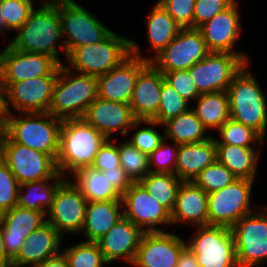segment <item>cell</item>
<instances>
[{
	"label": "cell",
	"mask_w": 267,
	"mask_h": 267,
	"mask_svg": "<svg viewBox=\"0 0 267 267\" xmlns=\"http://www.w3.org/2000/svg\"><path fill=\"white\" fill-rule=\"evenodd\" d=\"M20 184L0 157V214L18 204Z\"/></svg>",
	"instance_id": "ee69618b"
},
{
	"label": "cell",
	"mask_w": 267,
	"mask_h": 267,
	"mask_svg": "<svg viewBox=\"0 0 267 267\" xmlns=\"http://www.w3.org/2000/svg\"><path fill=\"white\" fill-rule=\"evenodd\" d=\"M190 108V102L181 97L166 81H164L161 89L158 113L152 120L163 125L169 119L177 117Z\"/></svg>",
	"instance_id": "60d3db41"
},
{
	"label": "cell",
	"mask_w": 267,
	"mask_h": 267,
	"mask_svg": "<svg viewBox=\"0 0 267 267\" xmlns=\"http://www.w3.org/2000/svg\"><path fill=\"white\" fill-rule=\"evenodd\" d=\"M58 76H42L11 83L5 89L6 114L48 112ZM13 109V110H12Z\"/></svg>",
	"instance_id": "e0dca14e"
},
{
	"label": "cell",
	"mask_w": 267,
	"mask_h": 267,
	"mask_svg": "<svg viewBox=\"0 0 267 267\" xmlns=\"http://www.w3.org/2000/svg\"><path fill=\"white\" fill-rule=\"evenodd\" d=\"M3 131V121L0 119V136Z\"/></svg>",
	"instance_id": "9f6ffc18"
},
{
	"label": "cell",
	"mask_w": 267,
	"mask_h": 267,
	"mask_svg": "<svg viewBox=\"0 0 267 267\" xmlns=\"http://www.w3.org/2000/svg\"><path fill=\"white\" fill-rule=\"evenodd\" d=\"M220 138L214 137L216 145H234L246 148H255L265 145L266 140L253 128L228 119L217 131ZM255 143V144H254ZM254 146V147H253Z\"/></svg>",
	"instance_id": "d590c367"
},
{
	"label": "cell",
	"mask_w": 267,
	"mask_h": 267,
	"mask_svg": "<svg viewBox=\"0 0 267 267\" xmlns=\"http://www.w3.org/2000/svg\"><path fill=\"white\" fill-rule=\"evenodd\" d=\"M107 138L83 118L64 119L60 128L58 172L70 178L84 167H91ZM69 173H68V172Z\"/></svg>",
	"instance_id": "7a4b0ae2"
},
{
	"label": "cell",
	"mask_w": 267,
	"mask_h": 267,
	"mask_svg": "<svg viewBox=\"0 0 267 267\" xmlns=\"http://www.w3.org/2000/svg\"><path fill=\"white\" fill-rule=\"evenodd\" d=\"M236 179L237 177L225 165L216 160L205 167L192 182L209 194L228 186Z\"/></svg>",
	"instance_id": "ab89813d"
},
{
	"label": "cell",
	"mask_w": 267,
	"mask_h": 267,
	"mask_svg": "<svg viewBox=\"0 0 267 267\" xmlns=\"http://www.w3.org/2000/svg\"><path fill=\"white\" fill-rule=\"evenodd\" d=\"M97 77L71 71L61 64L48 112L61 120L82 118L98 97Z\"/></svg>",
	"instance_id": "5b68a950"
},
{
	"label": "cell",
	"mask_w": 267,
	"mask_h": 267,
	"mask_svg": "<svg viewBox=\"0 0 267 267\" xmlns=\"http://www.w3.org/2000/svg\"><path fill=\"white\" fill-rule=\"evenodd\" d=\"M216 160V142L213 136L204 142L181 144L175 174L181 181H193L205 167Z\"/></svg>",
	"instance_id": "f1b7e54d"
},
{
	"label": "cell",
	"mask_w": 267,
	"mask_h": 267,
	"mask_svg": "<svg viewBox=\"0 0 267 267\" xmlns=\"http://www.w3.org/2000/svg\"><path fill=\"white\" fill-rule=\"evenodd\" d=\"M129 55L130 38L112 31L103 41L75 48L66 58V67L98 77L114 69Z\"/></svg>",
	"instance_id": "8992f818"
},
{
	"label": "cell",
	"mask_w": 267,
	"mask_h": 267,
	"mask_svg": "<svg viewBox=\"0 0 267 267\" xmlns=\"http://www.w3.org/2000/svg\"><path fill=\"white\" fill-rule=\"evenodd\" d=\"M144 232L124 216L97 241L108 264L122 260L131 265Z\"/></svg>",
	"instance_id": "7402d4cb"
},
{
	"label": "cell",
	"mask_w": 267,
	"mask_h": 267,
	"mask_svg": "<svg viewBox=\"0 0 267 267\" xmlns=\"http://www.w3.org/2000/svg\"><path fill=\"white\" fill-rule=\"evenodd\" d=\"M86 205V198L78 186L71 178H66L58 186L52 205L46 213V222L62 237L66 234H81Z\"/></svg>",
	"instance_id": "5bb4252c"
},
{
	"label": "cell",
	"mask_w": 267,
	"mask_h": 267,
	"mask_svg": "<svg viewBox=\"0 0 267 267\" xmlns=\"http://www.w3.org/2000/svg\"><path fill=\"white\" fill-rule=\"evenodd\" d=\"M143 124H146L147 127L143 126L141 128L140 126ZM156 126L164 128L162 124H158L153 120H137L131 127L133 131L135 128L137 131H134L131 137H128V141L141 152L150 155L165 139V133L161 134L158 129H155ZM137 128H139V130Z\"/></svg>",
	"instance_id": "f35d334b"
},
{
	"label": "cell",
	"mask_w": 267,
	"mask_h": 267,
	"mask_svg": "<svg viewBox=\"0 0 267 267\" xmlns=\"http://www.w3.org/2000/svg\"><path fill=\"white\" fill-rule=\"evenodd\" d=\"M235 0H195L194 28H199L215 15L227 9Z\"/></svg>",
	"instance_id": "7dc6e473"
},
{
	"label": "cell",
	"mask_w": 267,
	"mask_h": 267,
	"mask_svg": "<svg viewBox=\"0 0 267 267\" xmlns=\"http://www.w3.org/2000/svg\"><path fill=\"white\" fill-rule=\"evenodd\" d=\"M82 118L110 140L118 132L128 136L129 130L137 121L129 104L100 97L88 106Z\"/></svg>",
	"instance_id": "ffe728a7"
},
{
	"label": "cell",
	"mask_w": 267,
	"mask_h": 267,
	"mask_svg": "<svg viewBox=\"0 0 267 267\" xmlns=\"http://www.w3.org/2000/svg\"><path fill=\"white\" fill-rule=\"evenodd\" d=\"M172 226L181 223L193 227L208 226V194L192 181H182L171 211Z\"/></svg>",
	"instance_id": "484cf974"
},
{
	"label": "cell",
	"mask_w": 267,
	"mask_h": 267,
	"mask_svg": "<svg viewBox=\"0 0 267 267\" xmlns=\"http://www.w3.org/2000/svg\"><path fill=\"white\" fill-rule=\"evenodd\" d=\"M175 267H200L195 254L186 246L182 251L178 259V263Z\"/></svg>",
	"instance_id": "f907efd6"
},
{
	"label": "cell",
	"mask_w": 267,
	"mask_h": 267,
	"mask_svg": "<svg viewBox=\"0 0 267 267\" xmlns=\"http://www.w3.org/2000/svg\"><path fill=\"white\" fill-rule=\"evenodd\" d=\"M3 227V244L7 256L13 260L24 240L46 222V214L18 205L0 214Z\"/></svg>",
	"instance_id": "cb8c5ba5"
},
{
	"label": "cell",
	"mask_w": 267,
	"mask_h": 267,
	"mask_svg": "<svg viewBox=\"0 0 267 267\" xmlns=\"http://www.w3.org/2000/svg\"><path fill=\"white\" fill-rule=\"evenodd\" d=\"M115 142L117 141H110V139H107L100 147L91 166L93 169L103 172L115 169V167H121L118 143Z\"/></svg>",
	"instance_id": "c3c4849f"
},
{
	"label": "cell",
	"mask_w": 267,
	"mask_h": 267,
	"mask_svg": "<svg viewBox=\"0 0 267 267\" xmlns=\"http://www.w3.org/2000/svg\"><path fill=\"white\" fill-rule=\"evenodd\" d=\"M121 168L132 183H137L149 173V155L138 150L128 140L118 143Z\"/></svg>",
	"instance_id": "8d00e7d4"
},
{
	"label": "cell",
	"mask_w": 267,
	"mask_h": 267,
	"mask_svg": "<svg viewBox=\"0 0 267 267\" xmlns=\"http://www.w3.org/2000/svg\"><path fill=\"white\" fill-rule=\"evenodd\" d=\"M249 65L243 67L228 87L230 118L253 128L267 140V97Z\"/></svg>",
	"instance_id": "277c9868"
},
{
	"label": "cell",
	"mask_w": 267,
	"mask_h": 267,
	"mask_svg": "<svg viewBox=\"0 0 267 267\" xmlns=\"http://www.w3.org/2000/svg\"><path fill=\"white\" fill-rule=\"evenodd\" d=\"M123 216L122 200L87 202L84 224L81 230V233L85 236V241L97 242Z\"/></svg>",
	"instance_id": "83f0119b"
},
{
	"label": "cell",
	"mask_w": 267,
	"mask_h": 267,
	"mask_svg": "<svg viewBox=\"0 0 267 267\" xmlns=\"http://www.w3.org/2000/svg\"><path fill=\"white\" fill-rule=\"evenodd\" d=\"M163 74L165 81L188 102H194L200 96V93L189 74V69Z\"/></svg>",
	"instance_id": "bcb514c9"
},
{
	"label": "cell",
	"mask_w": 267,
	"mask_h": 267,
	"mask_svg": "<svg viewBox=\"0 0 267 267\" xmlns=\"http://www.w3.org/2000/svg\"><path fill=\"white\" fill-rule=\"evenodd\" d=\"M6 115L5 107V88L0 76V119L3 121L4 116Z\"/></svg>",
	"instance_id": "db71d44e"
},
{
	"label": "cell",
	"mask_w": 267,
	"mask_h": 267,
	"mask_svg": "<svg viewBox=\"0 0 267 267\" xmlns=\"http://www.w3.org/2000/svg\"><path fill=\"white\" fill-rule=\"evenodd\" d=\"M57 7L67 56L79 46L103 41L113 31L75 0H57Z\"/></svg>",
	"instance_id": "52a82bcc"
},
{
	"label": "cell",
	"mask_w": 267,
	"mask_h": 267,
	"mask_svg": "<svg viewBox=\"0 0 267 267\" xmlns=\"http://www.w3.org/2000/svg\"><path fill=\"white\" fill-rule=\"evenodd\" d=\"M0 157L19 184L51 178L58 170L48 154L13 142L3 131L0 136Z\"/></svg>",
	"instance_id": "7c38bea8"
},
{
	"label": "cell",
	"mask_w": 267,
	"mask_h": 267,
	"mask_svg": "<svg viewBox=\"0 0 267 267\" xmlns=\"http://www.w3.org/2000/svg\"><path fill=\"white\" fill-rule=\"evenodd\" d=\"M62 121L49 112H13L4 116L3 132L13 142L46 153L56 161Z\"/></svg>",
	"instance_id": "3957f363"
},
{
	"label": "cell",
	"mask_w": 267,
	"mask_h": 267,
	"mask_svg": "<svg viewBox=\"0 0 267 267\" xmlns=\"http://www.w3.org/2000/svg\"><path fill=\"white\" fill-rule=\"evenodd\" d=\"M194 102L195 104L191 106V109L208 131H217L230 119V105L227 91L200 94Z\"/></svg>",
	"instance_id": "1f68e13d"
},
{
	"label": "cell",
	"mask_w": 267,
	"mask_h": 267,
	"mask_svg": "<svg viewBox=\"0 0 267 267\" xmlns=\"http://www.w3.org/2000/svg\"><path fill=\"white\" fill-rule=\"evenodd\" d=\"M70 178L78 186L87 202L122 200V194L102 171L84 167Z\"/></svg>",
	"instance_id": "d6a6232c"
},
{
	"label": "cell",
	"mask_w": 267,
	"mask_h": 267,
	"mask_svg": "<svg viewBox=\"0 0 267 267\" xmlns=\"http://www.w3.org/2000/svg\"><path fill=\"white\" fill-rule=\"evenodd\" d=\"M164 74L149 62L139 73L130 107L137 120H152L158 113Z\"/></svg>",
	"instance_id": "d4e9b609"
},
{
	"label": "cell",
	"mask_w": 267,
	"mask_h": 267,
	"mask_svg": "<svg viewBox=\"0 0 267 267\" xmlns=\"http://www.w3.org/2000/svg\"><path fill=\"white\" fill-rule=\"evenodd\" d=\"M6 33V30H5V26L3 24V19H2V16H1V10H0V34H5Z\"/></svg>",
	"instance_id": "11a10c76"
},
{
	"label": "cell",
	"mask_w": 267,
	"mask_h": 267,
	"mask_svg": "<svg viewBox=\"0 0 267 267\" xmlns=\"http://www.w3.org/2000/svg\"><path fill=\"white\" fill-rule=\"evenodd\" d=\"M181 180L176 174L149 172L139 183L170 213L174 208Z\"/></svg>",
	"instance_id": "e575fe53"
},
{
	"label": "cell",
	"mask_w": 267,
	"mask_h": 267,
	"mask_svg": "<svg viewBox=\"0 0 267 267\" xmlns=\"http://www.w3.org/2000/svg\"><path fill=\"white\" fill-rule=\"evenodd\" d=\"M36 267H69V263L64 253L61 251L57 255L50 257Z\"/></svg>",
	"instance_id": "816d5d0a"
},
{
	"label": "cell",
	"mask_w": 267,
	"mask_h": 267,
	"mask_svg": "<svg viewBox=\"0 0 267 267\" xmlns=\"http://www.w3.org/2000/svg\"><path fill=\"white\" fill-rule=\"evenodd\" d=\"M43 1L31 11L28 19L17 30V34L8 45L21 51L50 55L61 65L64 63L60 59V54H64L66 58L67 55L62 38L57 0ZM58 42L61 44L59 47H57Z\"/></svg>",
	"instance_id": "6da1fadb"
},
{
	"label": "cell",
	"mask_w": 267,
	"mask_h": 267,
	"mask_svg": "<svg viewBox=\"0 0 267 267\" xmlns=\"http://www.w3.org/2000/svg\"><path fill=\"white\" fill-rule=\"evenodd\" d=\"M250 61L247 55L210 52L189 68V74L200 94L227 91L234 77Z\"/></svg>",
	"instance_id": "8fae6325"
},
{
	"label": "cell",
	"mask_w": 267,
	"mask_h": 267,
	"mask_svg": "<svg viewBox=\"0 0 267 267\" xmlns=\"http://www.w3.org/2000/svg\"><path fill=\"white\" fill-rule=\"evenodd\" d=\"M210 53L198 28H181L178 35L151 61L162 73L187 70Z\"/></svg>",
	"instance_id": "9a60e30c"
},
{
	"label": "cell",
	"mask_w": 267,
	"mask_h": 267,
	"mask_svg": "<svg viewBox=\"0 0 267 267\" xmlns=\"http://www.w3.org/2000/svg\"><path fill=\"white\" fill-rule=\"evenodd\" d=\"M185 239L168 231L144 233L135 259L134 267H175L181 251L186 247Z\"/></svg>",
	"instance_id": "ac0fdd59"
},
{
	"label": "cell",
	"mask_w": 267,
	"mask_h": 267,
	"mask_svg": "<svg viewBox=\"0 0 267 267\" xmlns=\"http://www.w3.org/2000/svg\"><path fill=\"white\" fill-rule=\"evenodd\" d=\"M65 179L66 177L57 171L51 178L21 184L17 205L46 214L52 205L58 186Z\"/></svg>",
	"instance_id": "4dcf8cb0"
},
{
	"label": "cell",
	"mask_w": 267,
	"mask_h": 267,
	"mask_svg": "<svg viewBox=\"0 0 267 267\" xmlns=\"http://www.w3.org/2000/svg\"><path fill=\"white\" fill-rule=\"evenodd\" d=\"M181 28H194L195 0H157Z\"/></svg>",
	"instance_id": "f6af8a7d"
},
{
	"label": "cell",
	"mask_w": 267,
	"mask_h": 267,
	"mask_svg": "<svg viewBox=\"0 0 267 267\" xmlns=\"http://www.w3.org/2000/svg\"><path fill=\"white\" fill-rule=\"evenodd\" d=\"M59 67L50 55L21 51L8 44L0 51V76L5 89L18 81L58 76Z\"/></svg>",
	"instance_id": "4fadbf2b"
},
{
	"label": "cell",
	"mask_w": 267,
	"mask_h": 267,
	"mask_svg": "<svg viewBox=\"0 0 267 267\" xmlns=\"http://www.w3.org/2000/svg\"><path fill=\"white\" fill-rule=\"evenodd\" d=\"M195 228L187 247L195 254L200 267H238L231 228L201 226Z\"/></svg>",
	"instance_id": "9c48e42d"
},
{
	"label": "cell",
	"mask_w": 267,
	"mask_h": 267,
	"mask_svg": "<svg viewBox=\"0 0 267 267\" xmlns=\"http://www.w3.org/2000/svg\"><path fill=\"white\" fill-rule=\"evenodd\" d=\"M255 180L237 178L228 186L208 194V226L231 228L256 210L250 204Z\"/></svg>",
	"instance_id": "30bf717a"
},
{
	"label": "cell",
	"mask_w": 267,
	"mask_h": 267,
	"mask_svg": "<svg viewBox=\"0 0 267 267\" xmlns=\"http://www.w3.org/2000/svg\"><path fill=\"white\" fill-rule=\"evenodd\" d=\"M122 204L124 217L144 233L167 231V226H172L171 213L139 182L132 183L122 194Z\"/></svg>",
	"instance_id": "2e32d148"
},
{
	"label": "cell",
	"mask_w": 267,
	"mask_h": 267,
	"mask_svg": "<svg viewBox=\"0 0 267 267\" xmlns=\"http://www.w3.org/2000/svg\"><path fill=\"white\" fill-rule=\"evenodd\" d=\"M62 252L69 267H104L109 265L97 242L79 241L76 245L65 247Z\"/></svg>",
	"instance_id": "74e56055"
},
{
	"label": "cell",
	"mask_w": 267,
	"mask_h": 267,
	"mask_svg": "<svg viewBox=\"0 0 267 267\" xmlns=\"http://www.w3.org/2000/svg\"><path fill=\"white\" fill-rule=\"evenodd\" d=\"M148 63L149 61L130 54L114 69L97 77L98 97L129 104L136 79Z\"/></svg>",
	"instance_id": "44dd1931"
},
{
	"label": "cell",
	"mask_w": 267,
	"mask_h": 267,
	"mask_svg": "<svg viewBox=\"0 0 267 267\" xmlns=\"http://www.w3.org/2000/svg\"><path fill=\"white\" fill-rule=\"evenodd\" d=\"M107 175L112 185L123 194L132 184L130 179L126 176V173L121 167H115V169L103 171Z\"/></svg>",
	"instance_id": "681fc988"
},
{
	"label": "cell",
	"mask_w": 267,
	"mask_h": 267,
	"mask_svg": "<svg viewBox=\"0 0 267 267\" xmlns=\"http://www.w3.org/2000/svg\"><path fill=\"white\" fill-rule=\"evenodd\" d=\"M231 230L238 267H257L267 262V205L243 216Z\"/></svg>",
	"instance_id": "ba28073f"
},
{
	"label": "cell",
	"mask_w": 267,
	"mask_h": 267,
	"mask_svg": "<svg viewBox=\"0 0 267 267\" xmlns=\"http://www.w3.org/2000/svg\"><path fill=\"white\" fill-rule=\"evenodd\" d=\"M147 16V34L151 51L154 54L150 56L142 55L139 44L130 38V54L151 62L179 33L181 27L163 8V6L156 1Z\"/></svg>",
	"instance_id": "4316f807"
},
{
	"label": "cell",
	"mask_w": 267,
	"mask_h": 267,
	"mask_svg": "<svg viewBox=\"0 0 267 267\" xmlns=\"http://www.w3.org/2000/svg\"><path fill=\"white\" fill-rule=\"evenodd\" d=\"M238 4L235 0L227 9L198 28L210 52L248 55L241 50H234L242 31L241 13H239Z\"/></svg>",
	"instance_id": "d6986e66"
},
{
	"label": "cell",
	"mask_w": 267,
	"mask_h": 267,
	"mask_svg": "<svg viewBox=\"0 0 267 267\" xmlns=\"http://www.w3.org/2000/svg\"><path fill=\"white\" fill-rule=\"evenodd\" d=\"M11 259L7 256L6 250L3 244V227L0 219V266L11 267Z\"/></svg>",
	"instance_id": "f5cc1de1"
},
{
	"label": "cell",
	"mask_w": 267,
	"mask_h": 267,
	"mask_svg": "<svg viewBox=\"0 0 267 267\" xmlns=\"http://www.w3.org/2000/svg\"><path fill=\"white\" fill-rule=\"evenodd\" d=\"M35 8L33 0H0V10L5 30L17 31Z\"/></svg>",
	"instance_id": "b9f144b4"
},
{
	"label": "cell",
	"mask_w": 267,
	"mask_h": 267,
	"mask_svg": "<svg viewBox=\"0 0 267 267\" xmlns=\"http://www.w3.org/2000/svg\"><path fill=\"white\" fill-rule=\"evenodd\" d=\"M234 145H216L217 161L225 165L237 178L255 180L261 150Z\"/></svg>",
	"instance_id": "f546056e"
},
{
	"label": "cell",
	"mask_w": 267,
	"mask_h": 267,
	"mask_svg": "<svg viewBox=\"0 0 267 267\" xmlns=\"http://www.w3.org/2000/svg\"><path fill=\"white\" fill-rule=\"evenodd\" d=\"M178 148L179 145L174 142L170 144L165 138L149 155V172L175 174Z\"/></svg>",
	"instance_id": "7bdbcfd3"
},
{
	"label": "cell",
	"mask_w": 267,
	"mask_h": 267,
	"mask_svg": "<svg viewBox=\"0 0 267 267\" xmlns=\"http://www.w3.org/2000/svg\"><path fill=\"white\" fill-rule=\"evenodd\" d=\"M63 239L50 223L45 222L24 240L11 267H36L62 251Z\"/></svg>",
	"instance_id": "603a6c76"
},
{
	"label": "cell",
	"mask_w": 267,
	"mask_h": 267,
	"mask_svg": "<svg viewBox=\"0 0 267 267\" xmlns=\"http://www.w3.org/2000/svg\"><path fill=\"white\" fill-rule=\"evenodd\" d=\"M165 138L177 145L200 143L207 141L210 136L208 131L190 108L177 117L169 119L163 124Z\"/></svg>",
	"instance_id": "836d02e7"
}]
</instances>
